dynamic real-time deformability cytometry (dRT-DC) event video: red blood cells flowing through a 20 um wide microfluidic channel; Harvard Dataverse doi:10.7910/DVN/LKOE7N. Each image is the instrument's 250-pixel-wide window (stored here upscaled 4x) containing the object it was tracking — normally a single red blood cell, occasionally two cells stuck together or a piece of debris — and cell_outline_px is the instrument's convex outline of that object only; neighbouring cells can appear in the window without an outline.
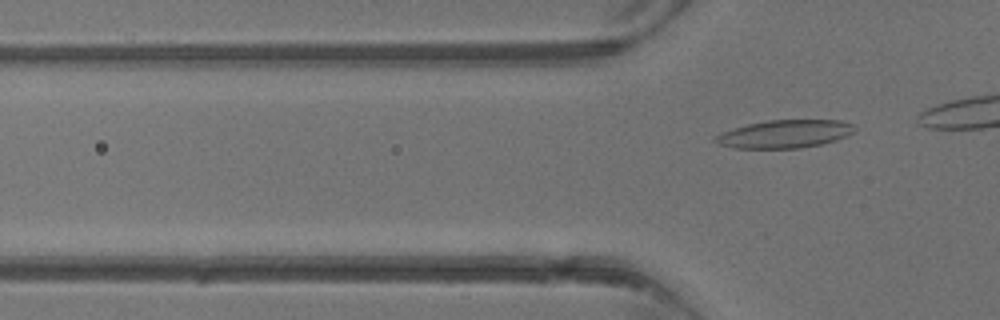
{"species": "common noctule bat (a hibernating species)", "species_latin": "Nyctalus noctula", "temperature_condition": "warm", "stored_images_in_passage": 5, "camera_frame_rate_fps": 3000, "um_per_image_px": 0.085, "animal": {"sex": "male", "body_mass_g": 13.3}, "frame": {"image": 1, "passage_image": 5, "time_ms": 5.667, "image_size_px": [1000, 320], "cell_outline_px": [[856, 132], [848, 136], [836, 140], [820, 144], [800, 148], [732, 148], [716, 144], [712, 140], [712, 136], [748, 124], [768, 120], [840, 120], [852, 124], [856, 128]], "centroid_in_image_um": [66.7, 11.39], "position_along_channel_um": 59.1, "area_um2": 22.83}}